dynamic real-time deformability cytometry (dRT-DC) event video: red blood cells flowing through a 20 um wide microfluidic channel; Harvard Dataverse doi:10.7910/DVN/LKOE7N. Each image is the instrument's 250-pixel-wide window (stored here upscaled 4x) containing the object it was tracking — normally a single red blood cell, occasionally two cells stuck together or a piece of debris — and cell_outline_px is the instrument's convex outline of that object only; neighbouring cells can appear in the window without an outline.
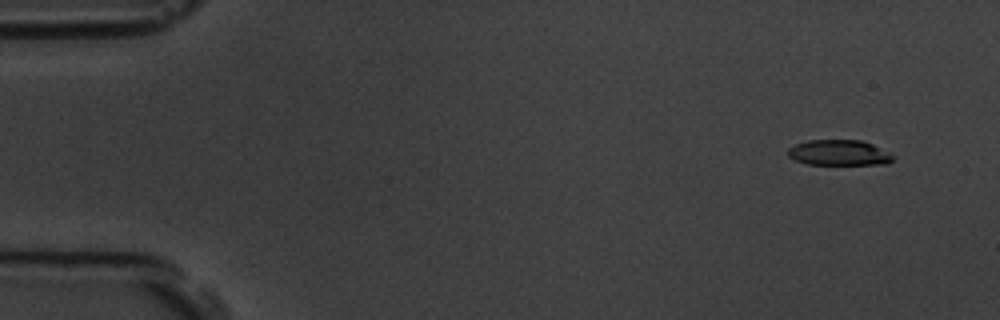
{"species": "common noctule bat (a hibernating species)", "species_latin": "Nyctalus noctula", "temperature_condition": "room temperature", "stored_images_in_passage": 8, "camera_frame_rate_fps": 3000, "um_per_image_px": 0.085, "animal": {"sex": "male", "body_mass_g": 19.5, "forearm_length_mm": 54.6}, "frame": {"image": 1, "passage_image": 1, "time_ms": 0.0, "image_size_px": [1000, 320], "cell_outline_px": [[892, 160], [888, 164], [808, 164], [796, 160], [788, 156], [788, 148], [796, 144], [808, 140], [860, 140], [872, 144], [888, 152], [892, 156]], "centroid_in_image_um": [71.3, 12.98], "position_along_channel_um": 13.7, "area_um2": 15.43}}
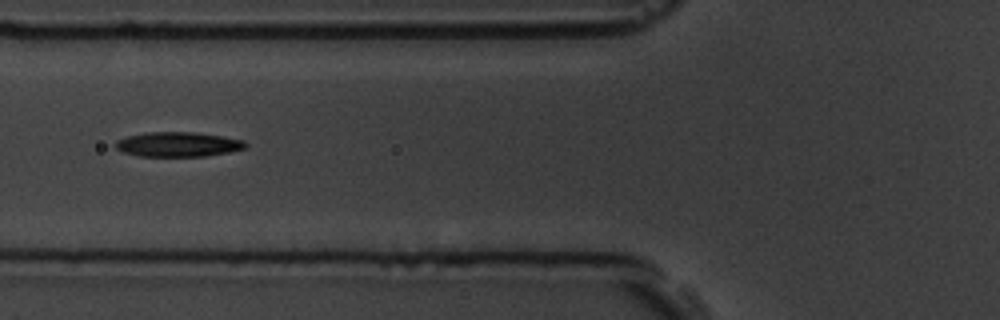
{"frame": {"image": 2, "passage_image": 6, "time_ms": 5.667, "image_size_px": [1000, 320], "cell_outline_px": [[248, 144], [244, 148], [228, 152], [204, 156], [140, 156], [124, 152], [116, 148], [116, 140], [128, 136], [144, 132], [196, 132], [244, 140]], "centroid_in_image_um": [15.12, 12.26], "position_along_channel_um": 110.7, "area_um2": 18.55}}
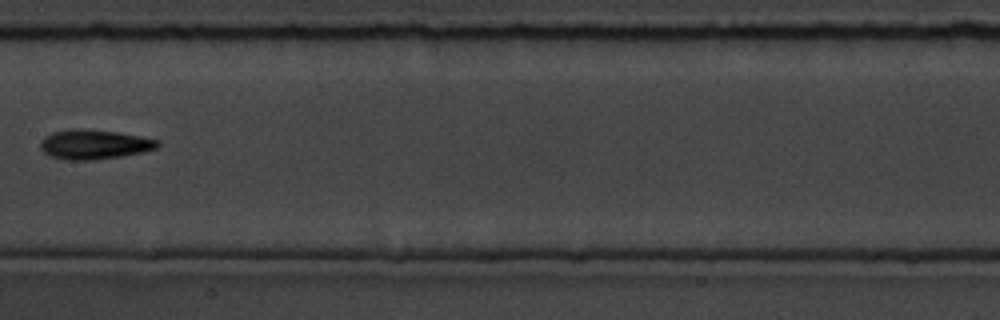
{"frame": {"image": 3, "passage_image": 8, "time_ms": 8.0, "image_size_px": [1000, 320], "cell_outline_px": [[160, 144], [156, 148], [140, 152], [120, 156], [92, 160], [68, 160], [52, 156], [44, 152], [40, 148], [40, 140], [44, 136], [52, 132], [72, 128], [84, 128], [120, 132], [160, 140]], "centroid_in_image_um": [7.98, 12.25], "position_along_channel_um": 199.4, "area_um2": 20.29}}